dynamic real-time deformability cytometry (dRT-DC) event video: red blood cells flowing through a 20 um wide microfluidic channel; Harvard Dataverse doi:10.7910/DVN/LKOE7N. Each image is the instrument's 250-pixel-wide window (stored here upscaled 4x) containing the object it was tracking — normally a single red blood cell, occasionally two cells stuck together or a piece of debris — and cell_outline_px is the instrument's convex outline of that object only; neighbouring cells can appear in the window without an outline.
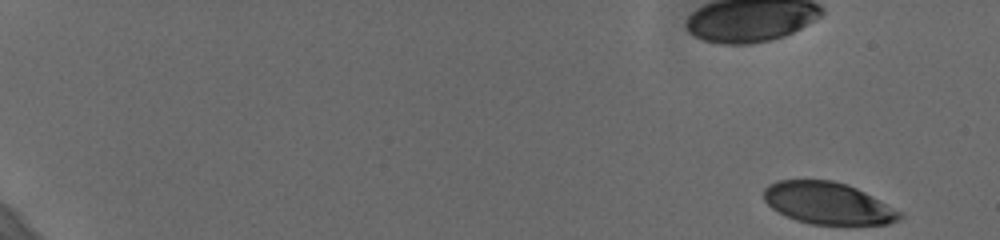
{"species": "human", "species_latin": "Homo sapiens", "temperature_condition": "cold", "stored_images_in_passage": 57, "camera_frame_rate_fps": 3000, "um_per_image_px": 0.085, "donor": {"sex": "female"}, "frame": {"image": 1, "passage_image": 1, "time_ms": 0.0, "image_size_px": [1000, 240], "cell_outline_px": [[904, 216], [900, 220], [888, 224], [812, 224], [796, 220], [772, 208], [764, 200], [764, 188], [768, 184], [776, 180], [832, 180], [848, 184], [904, 212]], "centroid_in_image_um": [70.41, 17.27], "position_along_channel_um": 14.6, "area_um2": 33.23}}
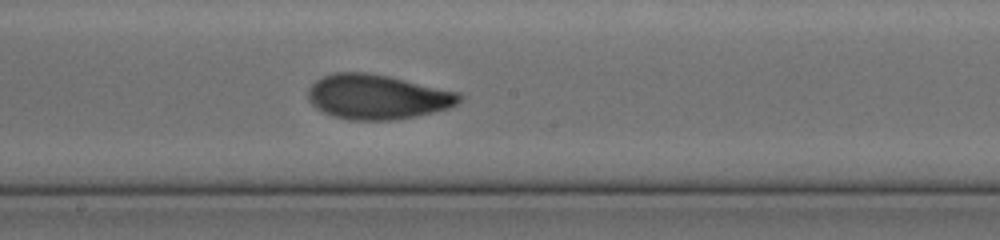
{"frame": {"image": 2, "passage_image": 34, "time_ms": 11.0, "image_size_px": [1000, 240], "cell_outline_px": [[464, 96], [456, 104], [448, 108], [416, 116], [396, 120], [348, 120], [324, 112], [316, 108], [308, 100], [308, 88], [316, 80], [324, 76], [336, 72], [368, 72], [388, 76], [460, 92]], "centroid_in_image_um": [32.07, 8.23], "position_along_channel_um": 216.1, "area_um2": 39.42}}
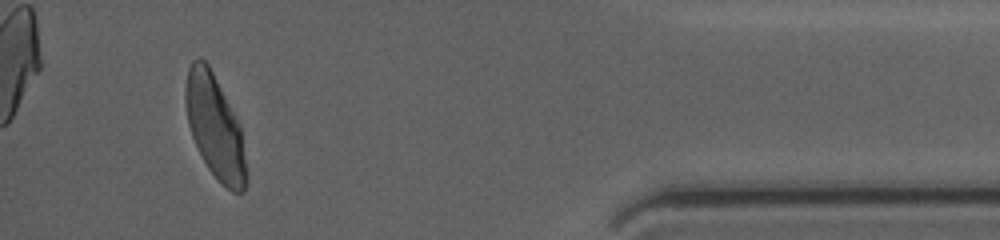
{"frame": {"image": 3, "passage_image": 54, "time_ms": 17.667, "image_size_px": [1000, 240], "cell_outline_px": [[248, 180], [244, 192], [232, 192], [208, 168], [192, 136], [188, 124], [184, 96], [184, 88], [188, 68], [192, 60], [200, 56], [208, 64], [240, 128], [248, 176]], "centroid_in_image_um": [18.24, 10.78], "position_along_channel_um": 417.0, "area_um2": 35.84}, "authors_computed_cell_mechanics": {"area_um2": 37.1654, "velocity_mm_per_s": 3.6324, "shape_relaxation_time_tau1_ms": 4.8959, "shape_relaxation_time_tau2_ms": 1.1249, "deformation_change_tau1": 0.1712, "deformation_change_tau2": 0.0667}}